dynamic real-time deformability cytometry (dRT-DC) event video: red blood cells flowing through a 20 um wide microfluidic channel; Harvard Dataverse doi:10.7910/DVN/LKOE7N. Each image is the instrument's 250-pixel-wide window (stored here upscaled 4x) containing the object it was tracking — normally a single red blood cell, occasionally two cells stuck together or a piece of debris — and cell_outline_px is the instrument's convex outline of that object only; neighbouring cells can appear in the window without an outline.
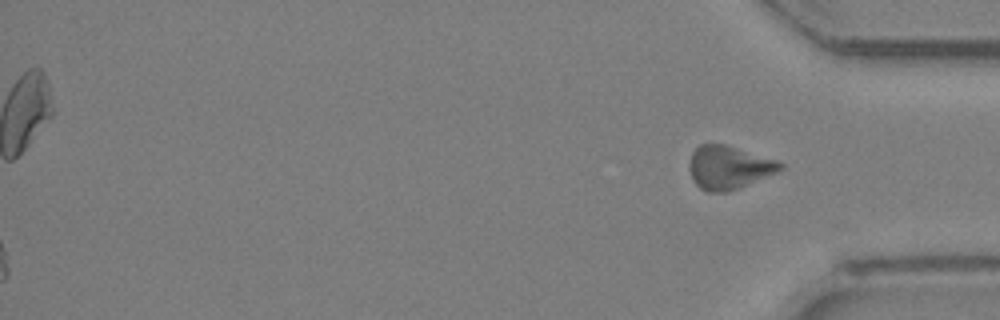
{"species": "Egyptian fruit bat (a non-hibernating species)", "species_latin": "Rousettus aegyptiacus", "temperature_condition": "room temperature", "stored_images_in_passage": 28, "camera_frame_rate_fps": 3000, "um_per_image_px": 0.085, "animal": {"sex": "female"}, "frame": {"image": 1, "passage_image": 28, "time_ms": 9.0, "image_size_px": [1000, 320], "cell_outline_px": [[784, 168], [776, 172], [740, 188], [728, 192], [708, 192], [700, 188], [692, 180], [688, 168], [688, 164], [692, 152], [700, 144], [724, 144], [776, 160], [784, 164]], "centroid_in_image_um": [61.91, 14.24], "position_along_channel_um": 373.3, "area_um2": 22.95}}